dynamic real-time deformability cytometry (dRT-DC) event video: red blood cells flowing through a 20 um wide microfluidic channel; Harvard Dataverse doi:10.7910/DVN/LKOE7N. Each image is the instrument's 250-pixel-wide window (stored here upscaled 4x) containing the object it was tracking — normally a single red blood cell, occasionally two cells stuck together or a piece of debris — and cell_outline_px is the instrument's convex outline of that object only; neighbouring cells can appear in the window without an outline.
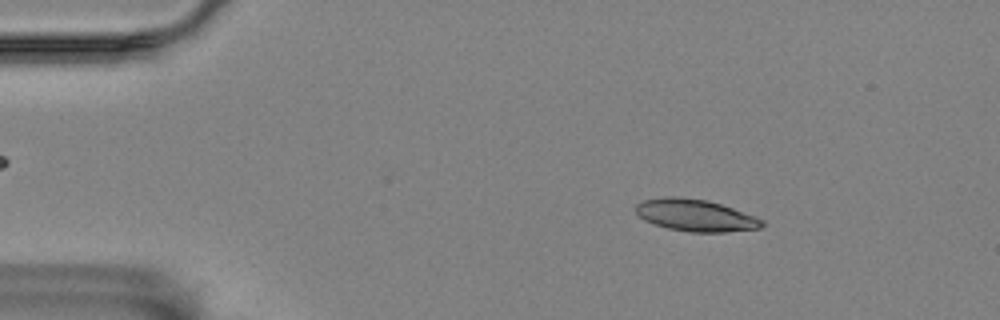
{"species": "Egyptian fruit bat (a non-hibernating species)", "species_latin": "Rousettus aegyptiacus", "temperature_condition": "room temperature", "stored_images_in_passage": 19, "camera_frame_rate_fps": 3000, "um_per_image_px": 0.085, "animal": {"sex": "female"}, "frame": {"image": 1, "passage_image": 8, "time_ms": 2.333, "image_size_px": [1000, 320], "cell_outline_px": [[764, 224], [760, 228], [724, 232], [688, 232], [668, 228], [644, 220], [636, 212], [636, 204], [644, 200], [664, 196], [672, 196], [708, 200], [756, 216], [764, 220]], "centroid_in_image_um": [59.12, 18.3], "position_along_channel_um": 25.9, "area_um2": 23.41}}
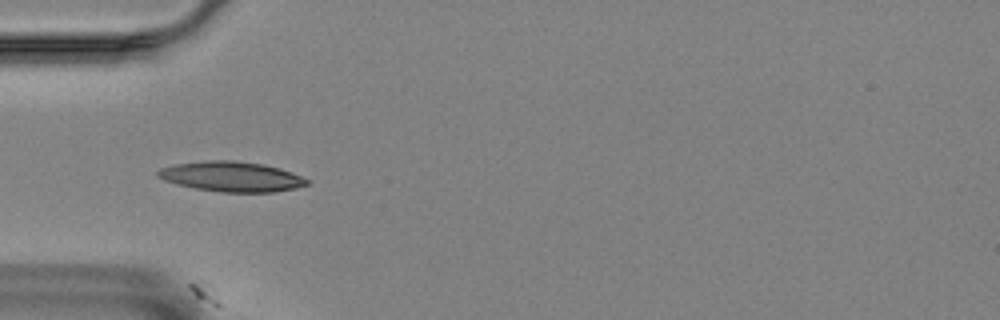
{"frame": {"image": 2, "passage_image": 17, "time_ms": 5.333, "image_size_px": [1000, 320], "cell_outline_px": [[308, 184], [276, 192], [224, 192], [196, 188], [176, 184], [164, 180], [156, 176], [156, 172], [160, 168], [176, 164], [204, 160], [232, 160], [264, 164], [280, 168], [292, 172], [308, 180]], "centroid_in_image_um": [19.64, 15.0], "position_along_channel_um": 65.4, "area_um2": 26.01}}